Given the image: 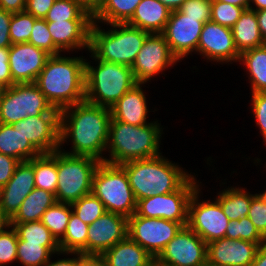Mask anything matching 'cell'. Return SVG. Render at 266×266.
<instances>
[{
    "label": "cell",
    "mask_w": 266,
    "mask_h": 266,
    "mask_svg": "<svg viewBox=\"0 0 266 266\" xmlns=\"http://www.w3.org/2000/svg\"><path fill=\"white\" fill-rule=\"evenodd\" d=\"M110 121L108 107L86 100L71 105L60 111V146L68 139L72 140V151L65 153L89 156L104 162L102 153L107 151Z\"/></svg>",
    "instance_id": "1"
},
{
    "label": "cell",
    "mask_w": 266,
    "mask_h": 266,
    "mask_svg": "<svg viewBox=\"0 0 266 266\" xmlns=\"http://www.w3.org/2000/svg\"><path fill=\"white\" fill-rule=\"evenodd\" d=\"M85 60L51 55L35 84L53 108L59 111L85 100Z\"/></svg>",
    "instance_id": "2"
},
{
    "label": "cell",
    "mask_w": 266,
    "mask_h": 266,
    "mask_svg": "<svg viewBox=\"0 0 266 266\" xmlns=\"http://www.w3.org/2000/svg\"><path fill=\"white\" fill-rule=\"evenodd\" d=\"M120 166L127 174L136 201L179 190L192 177L162 155L128 161Z\"/></svg>",
    "instance_id": "3"
},
{
    "label": "cell",
    "mask_w": 266,
    "mask_h": 266,
    "mask_svg": "<svg viewBox=\"0 0 266 266\" xmlns=\"http://www.w3.org/2000/svg\"><path fill=\"white\" fill-rule=\"evenodd\" d=\"M158 121L135 126L111 118L107 142L110 157L104 162L121 165L125 162L149 159L161 155L162 128Z\"/></svg>",
    "instance_id": "4"
},
{
    "label": "cell",
    "mask_w": 266,
    "mask_h": 266,
    "mask_svg": "<svg viewBox=\"0 0 266 266\" xmlns=\"http://www.w3.org/2000/svg\"><path fill=\"white\" fill-rule=\"evenodd\" d=\"M111 30L100 29L93 22L90 27L89 52L94 60H104L131 67L150 34L126 23H113ZM99 26V27H98Z\"/></svg>",
    "instance_id": "5"
},
{
    "label": "cell",
    "mask_w": 266,
    "mask_h": 266,
    "mask_svg": "<svg viewBox=\"0 0 266 266\" xmlns=\"http://www.w3.org/2000/svg\"><path fill=\"white\" fill-rule=\"evenodd\" d=\"M97 61V67L85 62V100L89 103L110 108L137 82L131 67Z\"/></svg>",
    "instance_id": "6"
},
{
    "label": "cell",
    "mask_w": 266,
    "mask_h": 266,
    "mask_svg": "<svg viewBox=\"0 0 266 266\" xmlns=\"http://www.w3.org/2000/svg\"><path fill=\"white\" fill-rule=\"evenodd\" d=\"M99 164L95 158L67 154L60 147L57 150V202L72 204L92 193L93 176Z\"/></svg>",
    "instance_id": "7"
},
{
    "label": "cell",
    "mask_w": 266,
    "mask_h": 266,
    "mask_svg": "<svg viewBox=\"0 0 266 266\" xmlns=\"http://www.w3.org/2000/svg\"><path fill=\"white\" fill-rule=\"evenodd\" d=\"M92 193L102 201L107 212L127 218L136 213L137 201L120 165L100 162L93 176Z\"/></svg>",
    "instance_id": "8"
},
{
    "label": "cell",
    "mask_w": 266,
    "mask_h": 266,
    "mask_svg": "<svg viewBox=\"0 0 266 266\" xmlns=\"http://www.w3.org/2000/svg\"><path fill=\"white\" fill-rule=\"evenodd\" d=\"M195 181L193 175L179 190L138 200L136 214L145 218H162L187 226L189 200L200 187Z\"/></svg>",
    "instance_id": "9"
},
{
    "label": "cell",
    "mask_w": 266,
    "mask_h": 266,
    "mask_svg": "<svg viewBox=\"0 0 266 266\" xmlns=\"http://www.w3.org/2000/svg\"><path fill=\"white\" fill-rule=\"evenodd\" d=\"M183 227L178 222L145 218L134 213L128 218L127 236L156 259Z\"/></svg>",
    "instance_id": "10"
},
{
    "label": "cell",
    "mask_w": 266,
    "mask_h": 266,
    "mask_svg": "<svg viewBox=\"0 0 266 266\" xmlns=\"http://www.w3.org/2000/svg\"><path fill=\"white\" fill-rule=\"evenodd\" d=\"M199 193L198 187L190 197L187 226L208 244L225 237L230 220L216 199L213 202L210 200L199 202Z\"/></svg>",
    "instance_id": "11"
},
{
    "label": "cell",
    "mask_w": 266,
    "mask_h": 266,
    "mask_svg": "<svg viewBox=\"0 0 266 266\" xmlns=\"http://www.w3.org/2000/svg\"><path fill=\"white\" fill-rule=\"evenodd\" d=\"M155 263L159 266H205L207 243L185 226L168 242Z\"/></svg>",
    "instance_id": "12"
},
{
    "label": "cell",
    "mask_w": 266,
    "mask_h": 266,
    "mask_svg": "<svg viewBox=\"0 0 266 266\" xmlns=\"http://www.w3.org/2000/svg\"><path fill=\"white\" fill-rule=\"evenodd\" d=\"M179 62L161 33H150L138 52L131 69L137 83L146 84L152 77Z\"/></svg>",
    "instance_id": "13"
},
{
    "label": "cell",
    "mask_w": 266,
    "mask_h": 266,
    "mask_svg": "<svg viewBox=\"0 0 266 266\" xmlns=\"http://www.w3.org/2000/svg\"><path fill=\"white\" fill-rule=\"evenodd\" d=\"M12 126L20 130L41 154L60 149V111L56 108L40 116L27 117Z\"/></svg>",
    "instance_id": "14"
},
{
    "label": "cell",
    "mask_w": 266,
    "mask_h": 266,
    "mask_svg": "<svg viewBox=\"0 0 266 266\" xmlns=\"http://www.w3.org/2000/svg\"><path fill=\"white\" fill-rule=\"evenodd\" d=\"M203 25L200 18L188 17L179 10L171 12L161 34L178 60L181 61L189 53L197 51Z\"/></svg>",
    "instance_id": "15"
},
{
    "label": "cell",
    "mask_w": 266,
    "mask_h": 266,
    "mask_svg": "<svg viewBox=\"0 0 266 266\" xmlns=\"http://www.w3.org/2000/svg\"><path fill=\"white\" fill-rule=\"evenodd\" d=\"M127 229V217L106 211L89 225L87 255H102L127 237Z\"/></svg>",
    "instance_id": "16"
},
{
    "label": "cell",
    "mask_w": 266,
    "mask_h": 266,
    "mask_svg": "<svg viewBox=\"0 0 266 266\" xmlns=\"http://www.w3.org/2000/svg\"><path fill=\"white\" fill-rule=\"evenodd\" d=\"M203 58L220 63L239 62L231 28L212 21L203 25L197 51Z\"/></svg>",
    "instance_id": "17"
},
{
    "label": "cell",
    "mask_w": 266,
    "mask_h": 266,
    "mask_svg": "<svg viewBox=\"0 0 266 266\" xmlns=\"http://www.w3.org/2000/svg\"><path fill=\"white\" fill-rule=\"evenodd\" d=\"M265 244L241 239L221 238L207 244V264L212 266H250L257 250Z\"/></svg>",
    "instance_id": "18"
},
{
    "label": "cell",
    "mask_w": 266,
    "mask_h": 266,
    "mask_svg": "<svg viewBox=\"0 0 266 266\" xmlns=\"http://www.w3.org/2000/svg\"><path fill=\"white\" fill-rule=\"evenodd\" d=\"M51 55L30 43L9 47V65L14 84L35 83Z\"/></svg>",
    "instance_id": "19"
},
{
    "label": "cell",
    "mask_w": 266,
    "mask_h": 266,
    "mask_svg": "<svg viewBox=\"0 0 266 266\" xmlns=\"http://www.w3.org/2000/svg\"><path fill=\"white\" fill-rule=\"evenodd\" d=\"M34 179L33 159L21 161L12 178L0 188V206L10 219L19 210L23 200L36 187Z\"/></svg>",
    "instance_id": "20"
},
{
    "label": "cell",
    "mask_w": 266,
    "mask_h": 266,
    "mask_svg": "<svg viewBox=\"0 0 266 266\" xmlns=\"http://www.w3.org/2000/svg\"><path fill=\"white\" fill-rule=\"evenodd\" d=\"M93 20H64L47 22L54 45L61 52L87 48L89 51L90 27ZM73 49V50H72Z\"/></svg>",
    "instance_id": "21"
},
{
    "label": "cell",
    "mask_w": 266,
    "mask_h": 266,
    "mask_svg": "<svg viewBox=\"0 0 266 266\" xmlns=\"http://www.w3.org/2000/svg\"><path fill=\"white\" fill-rule=\"evenodd\" d=\"M142 85V83L135 84L110 107L111 118L135 126L148 123L146 121L148 114L147 100Z\"/></svg>",
    "instance_id": "22"
},
{
    "label": "cell",
    "mask_w": 266,
    "mask_h": 266,
    "mask_svg": "<svg viewBox=\"0 0 266 266\" xmlns=\"http://www.w3.org/2000/svg\"><path fill=\"white\" fill-rule=\"evenodd\" d=\"M171 12L159 0H141L126 24L148 33H162Z\"/></svg>",
    "instance_id": "23"
},
{
    "label": "cell",
    "mask_w": 266,
    "mask_h": 266,
    "mask_svg": "<svg viewBox=\"0 0 266 266\" xmlns=\"http://www.w3.org/2000/svg\"><path fill=\"white\" fill-rule=\"evenodd\" d=\"M108 266H152L155 259L128 236L101 255Z\"/></svg>",
    "instance_id": "24"
},
{
    "label": "cell",
    "mask_w": 266,
    "mask_h": 266,
    "mask_svg": "<svg viewBox=\"0 0 266 266\" xmlns=\"http://www.w3.org/2000/svg\"><path fill=\"white\" fill-rule=\"evenodd\" d=\"M234 43L241 54L242 52L266 44L261 36L256 11L245 9L231 28Z\"/></svg>",
    "instance_id": "25"
},
{
    "label": "cell",
    "mask_w": 266,
    "mask_h": 266,
    "mask_svg": "<svg viewBox=\"0 0 266 266\" xmlns=\"http://www.w3.org/2000/svg\"><path fill=\"white\" fill-rule=\"evenodd\" d=\"M0 153L11 156L20 162L41 155L28 139H25L20 130H15L12 125L2 123H0Z\"/></svg>",
    "instance_id": "26"
},
{
    "label": "cell",
    "mask_w": 266,
    "mask_h": 266,
    "mask_svg": "<svg viewBox=\"0 0 266 266\" xmlns=\"http://www.w3.org/2000/svg\"><path fill=\"white\" fill-rule=\"evenodd\" d=\"M56 202L55 194L35 187L23 200L10 223L40 221L44 212Z\"/></svg>",
    "instance_id": "27"
},
{
    "label": "cell",
    "mask_w": 266,
    "mask_h": 266,
    "mask_svg": "<svg viewBox=\"0 0 266 266\" xmlns=\"http://www.w3.org/2000/svg\"><path fill=\"white\" fill-rule=\"evenodd\" d=\"M218 194L216 200L229 220L247 217L251 200L257 195L249 194L245 189L239 187H228Z\"/></svg>",
    "instance_id": "28"
},
{
    "label": "cell",
    "mask_w": 266,
    "mask_h": 266,
    "mask_svg": "<svg viewBox=\"0 0 266 266\" xmlns=\"http://www.w3.org/2000/svg\"><path fill=\"white\" fill-rule=\"evenodd\" d=\"M239 61L247 67L252 93L266 92V44L242 52Z\"/></svg>",
    "instance_id": "29"
},
{
    "label": "cell",
    "mask_w": 266,
    "mask_h": 266,
    "mask_svg": "<svg viewBox=\"0 0 266 266\" xmlns=\"http://www.w3.org/2000/svg\"><path fill=\"white\" fill-rule=\"evenodd\" d=\"M21 240L27 243H42L52 254H64L61 252L59 242L52 235L49 229L41 221L24 223H10Z\"/></svg>",
    "instance_id": "30"
},
{
    "label": "cell",
    "mask_w": 266,
    "mask_h": 266,
    "mask_svg": "<svg viewBox=\"0 0 266 266\" xmlns=\"http://www.w3.org/2000/svg\"><path fill=\"white\" fill-rule=\"evenodd\" d=\"M141 0H106L93 14L95 23H126Z\"/></svg>",
    "instance_id": "31"
},
{
    "label": "cell",
    "mask_w": 266,
    "mask_h": 266,
    "mask_svg": "<svg viewBox=\"0 0 266 266\" xmlns=\"http://www.w3.org/2000/svg\"><path fill=\"white\" fill-rule=\"evenodd\" d=\"M33 170L35 186L56 194L58 183L57 150L33 158Z\"/></svg>",
    "instance_id": "32"
},
{
    "label": "cell",
    "mask_w": 266,
    "mask_h": 266,
    "mask_svg": "<svg viewBox=\"0 0 266 266\" xmlns=\"http://www.w3.org/2000/svg\"><path fill=\"white\" fill-rule=\"evenodd\" d=\"M88 228L89 225L72 212L65 234L59 241L61 252H80L87 255Z\"/></svg>",
    "instance_id": "33"
},
{
    "label": "cell",
    "mask_w": 266,
    "mask_h": 266,
    "mask_svg": "<svg viewBox=\"0 0 266 266\" xmlns=\"http://www.w3.org/2000/svg\"><path fill=\"white\" fill-rule=\"evenodd\" d=\"M22 120L48 113L53 106L35 83L21 84Z\"/></svg>",
    "instance_id": "34"
},
{
    "label": "cell",
    "mask_w": 266,
    "mask_h": 266,
    "mask_svg": "<svg viewBox=\"0 0 266 266\" xmlns=\"http://www.w3.org/2000/svg\"><path fill=\"white\" fill-rule=\"evenodd\" d=\"M22 120L21 84H13L0 92V123L12 125Z\"/></svg>",
    "instance_id": "35"
},
{
    "label": "cell",
    "mask_w": 266,
    "mask_h": 266,
    "mask_svg": "<svg viewBox=\"0 0 266 266\" xmlns=\"http://www.w3.org/2000/svg\"><path fill=\"white\" fill-rule=\"evenodd\" d=\"M44 19L47 22L93 20V15L79 0H55Z\"/></svg>",
    "instance_id": "36"
},
{
    "label": "cell",
    "mask_w": 266,
    "mask_h": 266,
    "mask_svg": "<svg viewBox=\"0 0 266 266\" xmlns=\"http://www.w3.org/2000/svg\"><path fill=\"white\" fill-rule=\"evenodd\" d=\"M72 212L71 204L56 202L44 212L40 221L59 242L65 234Z\"/></svg>",
    "instance_id": "37"
},
{
    "label": "cell",
    "mask_w": 266,
    "mask_h": 266,
    "mask_svg": "<svg viewBox=\"0 0 266 266\" xmlns=\"http://www.w3.org/2000/svg\"><path fill=\"white\" fill-rule=\"evenodd\" d=\"M53 254L42 243H27L18 237L16 261L23 266H43Z\"/></svg>",
    "instance_id": "38"
},
{
    "label": "cell",
    "mask_w": 266,
    "mask_h": 266,
    "mask_svg": "<svg viewBox=\"0 0 266 266\" xmlns=\"http://www.w3.org/2000/svg\"><path fill=\"white\" fill-rule=\"evenodd\" d=\"M73 213H75L87 225L93 223L102 216L106 209L102 201L93 193L81 197L71 204Z\"/></svg>",
    "instance_id": "39"
},
{
    "label": "cell",
    "mask_w": 266,
    "mask_h": 266,
    "mask_svg": "<svg viewBox=\"0 0 266 266\" xmlns=\"http://www.w3.org/2000/svg\"><path fill=\"white\" fill-rule=\"evenodd\" d=\"M225 237L246 240L256 244H266V239L259 233L248 216L239 220H230Z\"/></svg>",
    "instance_id": "40"
},
{
    "label": "cell",
    "mask_w": 266,
    "mask_h": 266,
    "mask_svg": "<svg viewBox=\"0 0 266 266\" xmlns=\"http://www.w3.org/2000/svg\"><path fill=\"white\" fill-rule=\"evenodd\" d=\"M36 20L26 11L13 13L9 27L11 44L27 43Z\"/></svg>",
    "instance_id": "41"
},
{
    "label": "cell",
    "mask_w": 266,
    "mask_h": 266,
    "mask_svg": "<svg viewBox=\"0 0 266 266\" xmlns=\"http://www.w3.org/2000/svg\"><path fill=\"white\" fill-rule=\"evenodd\" d=\"M245 8L218 0H212L211 21L232 28Z\"/></svg>",
    "instance_id": "42"
},
{
    "label": "cell",
    "mask_w": 266,
    "mask_h": 266,
    "mask_svg": "<svg viewBox=\"0 0 266 266\" xmlns=\"http://www.w3.org/2000/svg\"><path fill=\"white\" fill-rule=\"evenodd\" d=\"M28 43L45 50L50 55L61 54V51L53 43V39L45 19H37L34 22Z\"/></svg>",
    "instance_id": "43"
},
{
    "label": "cell",
    "mask_w": 266,
    "mask_h": 266,
    "mask_svg": "<svg viewBox=\"0 0 266 266\" xmlns=\"http://www.w3.org/2000/svg\"><path fill=\"white\" fill-rule=\"evenodd\" d=\"M17 242L18 235L12 225L0 232V266L16 260Z\"/></svg>",
    "instance_id": "44"
},
{
    "label": "cell",
    "mask_w": 266,
    "mask_h": 266,
    "mask_svg": "<svg viewBox=\"0 0 266 266\" xmlns=\"http://www.w3.org/2000/svg\"><path fill=\"white\" fill-rule=\"evenodd\" d=\"M212 0H186L179 11L188 17L200 18L204 24L211 21Z\"/></svg>",
    "instance_id": "45"
},
{
    "label": "cell",
    "mask_w": 266,
    "mask_h": 266,
    "mask_svg": "<svg viewBox=\"0 0 266 266\" xmlns=\"http://www.w3.org/2000/svg\"><path fill=\"white\" fill-rule=\"evenodd\" d=\"M248 217L266 239V205L258 195L251 200Z\"/></svg>",
    "instance_id": "46"
},
{
    "label": "cell",
    "mask_w": 266,
    "mask_h": 266,
    "mask_svg": "<svg viewBox=\"0 0 266 266\" xmlns=\"http://www.w3.org/2000/svg\"><path fill=\"white\" fill-rule=\"evenodd\" d=\"M251 97L253 116L255 115L256 124L263 135V142L266 143V92L252 93Z\"/></svg>",
    "instance_id": "47"
},
{
    "label": "cell",
    "mask_w": 266,
    "mask_h": 266,
    "mask_svg": "<svg viewBox=\"0 0 266 266\" xmlns=\"http://www.w3.org/2000/svg\"><path fill=\"white\" fill-rule=\"evenodd\" d=\"M19 163V160L0 153V188L4 187L12 178Z\"/></svg>",
    "instance_id": "48"
},
{
    "label": "cell",
    "mask_w": 266,
    "mask_h": 266,
    "mask_svg": "<svg viewBox=\"0 0 266 266\" xmlns=\"http://www.w3.org/2000/svg\"><path fill=\"white\" fill-rule=\"evenodd\" d=\"M13 84L9 65V47H3L0 48V87L3 89Z\"/></svg>",
    "instance_id": "49"
},
{
    "label": "cell",
    "mask_w": 266,
    "mask_h": 266,
    "mask_svg": "<svg viewBox=\"0 0 266 266\" xmlns=\"http://www.w3.org/2000/svg\"><path fill=\"white\" fill-rule=\"evenodd\" d=\"M55 0H26L25 11L37 19H44Z\"/></svg>",
    "instance_id": "50"
},
{
    "label": "cell",
    "mask_w": 266,
    "mask_h": 266,
    "mask_svg": "<svg viewBox=\"0 0 266 266\" xmlns=\"http://www.w3.org/2000/svg\"><path fill=\"white\" fill-rule=\"evenodd\" d=\"M13 13H10L2 8H0V48L10 47V22Z\"/></svg>",
    "instance_id": "51"
},
{
    "label": "cell",
    "mask_w": 266,
    "mask_h": 266,
    "mask_svg": "<svg viewBox=\"0 0 266 266\" xmlns=\"http://www.w3.org/2000/svg\"><path fill=\"white\" fill-rule=\"evenodd\" d=\"M65 254H73L75 257L73 258H64L54 262H50L51 259L43 266H79L81 260V253L80 252H65Z\"/></svg>",
    "instance_id": "52"
},
{
    "label": "cell",
    "mask_w": 266,
    "mask_h": 266,
    "mask_svg": "<svg viewBox=\"0 0 266 266\" xmlns=\"http://www.w3.org/2000/svg\"><path fill=\"white\" fill-rule=\"evenodd\" d=\"M25 7L26 0H0V8L10 13L25 11Z\"/></svg>",
    "instance_id": "53"
},
{
    "label": "cell",
    "mask_w": 266,
    "mask_h": 266,
    "mask_svg": "<svg viewBox=\"0 0 266 266\" xmlns=\"http://www.w3.org/2000/svg\"><path fill=\"white\" fill-rule=\"evenodd\" d=\"M79 266H108L101 255H84L81 253Z\"/></svg>",
    "instance_id": "54"
},
{
    "label": "cell",
    "mask_w": 266,
    "mask_h": 266,
    "mask_svg": "<svg viewBox=\"0 0 266 266\" xmlns=\"http://www.w3.org/2000/svg\"><path fill=\"white\" fill-rule=\"evenodd\" d=\"M256 16L261 36L266 42V9L256 11Z\"/></svg>",
    "instance_id": "55"
},
{
    "label": "cell",
    "mask_w": 266,
    "mask_h": 266,
    "mask_svg": "<svg viewBox=\"0 0 266 266\" xmlns=\"http://www.w3.org/2000/svg\"><path fill=\"white\" fill-rule=\"evenodd\" d=\"M250 266H266V244L257 250L256 257Z\"/></svg>",
    "instance_id": "56"
},
{
    "label": "cell",
    "mask_w": 266,
    "mask_h": 266,
    "mask_svg": "<svg viewBox=\"0 0 266 266\" xmlns=\"http://www.w3.org/2000/svg\"><path fill=\"white\" fill-rule=\"evenodd\" d=\"M79 1L93 15L106 0H79Z\"/></svg>",
    "instance_id": "57"
},
{
    "label": "cell",
    "mask_w": 266,
    "mask_h": 266,
    "mask_svg": "<svg viewBox=\"0 0 266 266\" xmlns=\"http://www.w3.org/2000/svg\"><path fill=\"white\" fill-rule=\"evenodd\" d=\"M163 5H165L169 10L176 11L179 10L182 4L186 0H159Z\"/></svg>",
    "instance_id": "58"
},
{
    "label": "cell",
    "mask_w": 266,
    "mask_h": 266,
    "mask_svg": "<svg viewBox=\"0 0 266 266\" xmlns=\"http://www.w3.org/2000/svg\"><path fill=\"white\" fill-rule=\"evenodd\" d=\"M10 226V218L3 212L0 206V232Z\"/></svg>",
    "instance_id": "59"
},
{
    "label": "cell",
    "mask_w": 266,
    "mask_h": 266,
    "mask_svg": "<svg viewBox=\"0 0 266 266\" xmlns=\"http://www.w3.org/2000/svg\"><path fill=\"white\" fill-rule=\"evenodd\" d=\"M225 3H229L238 7H243L245 9H248L251 5L250 0H218Z\"/></svg>",
    "instance_id": "60"
},
{
    "label": "cell",
    "mask_w": 266,
    "mask_h": 266,
    "mask_svg": "<svg viewBox=\"0 0 266 266\" xmlns=\"http://www.w3.org/2000/svg\"><path fill=\"white\" fill-rule=\"evenodd\" d=\"M250 3H254L253 6H256V9L252 7V5L249 6V9L258 11V10H264L266 9V0H250Z\"/></svg>",
    "instance_id": "61"
},
{
    "label": "cell",
    "mask_w": 266,
    "mask_h": 266,
    "mask_svg": "<svg viewBox=\"0 0 266 266\" xmlns=\"http://www.w3.org/2000/svg\"><path fill=\"white\" fill-rule=\"evenodd\" d=\"M257 195L260 197V199L266 205V191H264L263 193L257 194Z\"/></svg>",
    "instance_id": "62"
}]
</instances>
